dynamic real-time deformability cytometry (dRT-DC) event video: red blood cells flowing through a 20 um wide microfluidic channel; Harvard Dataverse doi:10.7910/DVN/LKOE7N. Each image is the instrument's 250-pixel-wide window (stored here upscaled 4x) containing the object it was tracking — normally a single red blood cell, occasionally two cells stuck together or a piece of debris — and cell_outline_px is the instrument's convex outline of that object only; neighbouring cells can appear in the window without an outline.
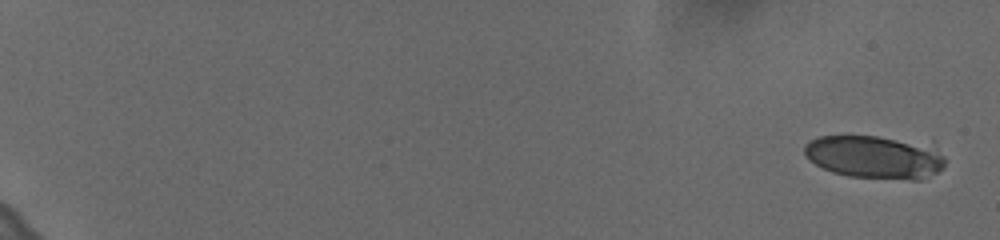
{"species": "human", "species_latin": "Homo sapiens", "temperature_condition": "cold", "stored_images_in_passage": 22, "camera_frame_rate_fps": 3000, "um_per_image_px": 0.085, "donor": {"sex": "female"}, "frame": {"image": 1, "passage_image": 1, "time_ms": 0.0, "image_size_px": [1000, 240], "cell_outline_px": [[944, 164], [936, 172], [920, 180], [908, 180], [848, 176], [832, 172], [816, 164], [804, 156], [804, 144], [820, 136], [876, 136], [932, 140], [944, 156]], "centroid_in_image_um": [74.45, 13.31], "position_along_channel_um": 10.5, "area_um2": 36.36}}
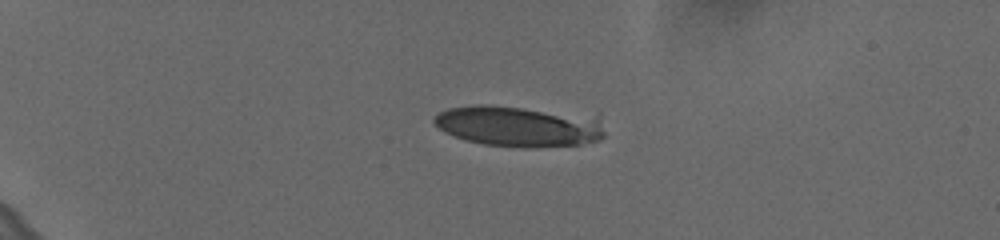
{"frame": {"image": 2, "passage_image": 16, "time_ms": 5.0, "image_size_px": [1000, 240], "cell_outline_px": [[604, 136], [600, 140], [580, 144], [524, 148], [484, 144], [464, 140], [444, 132], [432, 124], [432, 120], [440, 112], [448, 108], [476, 104], [488, 104], [600, 112], [604, 132]], "centroid_in_image_um": [44.23, 10.67], "position_along_channel_um": 40.8, "area_um2": 42.6}}